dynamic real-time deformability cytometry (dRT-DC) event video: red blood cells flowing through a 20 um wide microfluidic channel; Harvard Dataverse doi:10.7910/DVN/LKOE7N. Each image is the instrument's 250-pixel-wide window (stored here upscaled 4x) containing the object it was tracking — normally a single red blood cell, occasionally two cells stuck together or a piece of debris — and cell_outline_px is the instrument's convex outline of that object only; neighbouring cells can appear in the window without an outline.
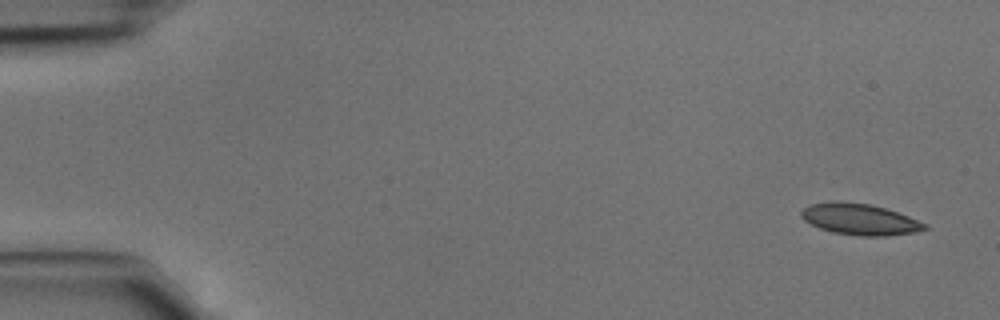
{"species": "common noctule bat (a hibernating species)", "species_latin": "Nyctalus noctula", "temperature_condition": "cold", "stored_images_in_passage": 44, "camera_frame_rate_fps": 3000, "um_per_image_px": 0.085, "animal": {"sex": "male", "body_mass_g": 15.6}, "frame": {"image": 1, "passage_image": 1, "time_ms": 0.0, "image_size_px": [1000, 320], "cell_outline_px": [[928, 228], [912, 232], [888, 236], [860, 236], [832, 232], [820, 228], [804, 220], [800, 216], [800, 212], [808, 204], [868, 204], [884, 208], [908, 216], [928, 224]], "centroid_in_image_um": [73.12, 18.69], "position_along_channel_um": 11.9, "area_um2": 21.56}}
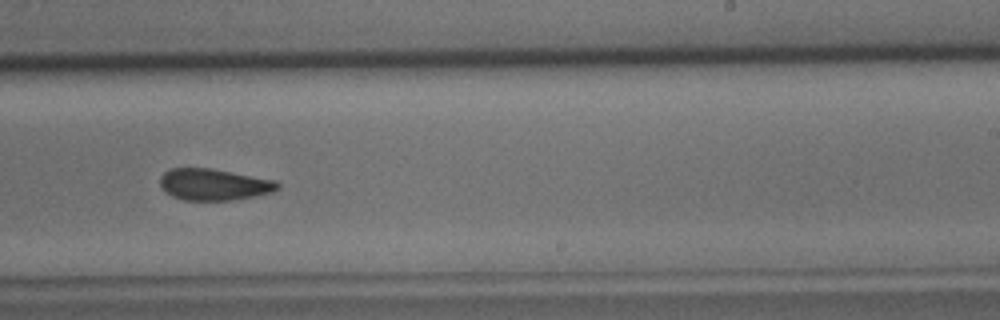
{"frame": {"image": 2, "passage_image": 27, "time_ms": 8.667, "image_size_px": [1000, 320], "cell_outline_px": [[280, 188], [272, 192], [232, 200], [184, 200], [172, 196], [160, 184], [160, 176], [168, 168], [208, 168], [276, 180], [280, 184]], "centroid_in_image_um": [18.18, 15.67], "position_along_channel_um": 270.8, "area_um2": 21.39}}
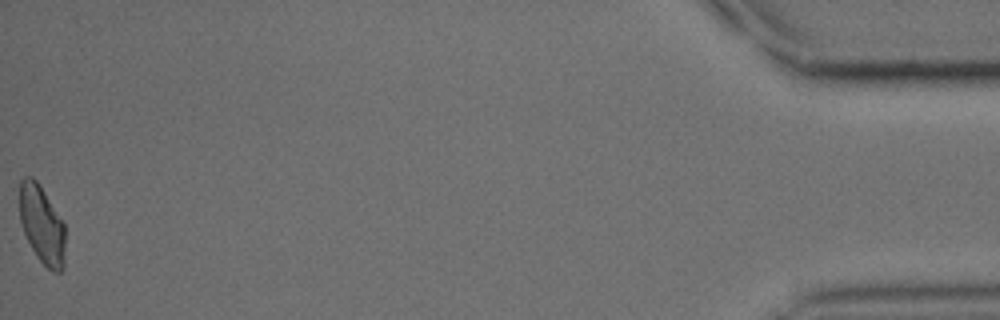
{"frame": {"image": 3, "passage_image": 44, "time_ms": 14.333, "image_size_px": [1000, 320], "cell_outline_px": [[64, 268], [60, 272], [52, 272], [36, 256], [24, 232], [20, 220], [20, 180], [24, 176], [32, 176], [40, 184], [64, 224]], "centroid_in_image_um": [3.56, 19.09], "position_along_channel_um": 431.6, "area_um2": 20.63}}